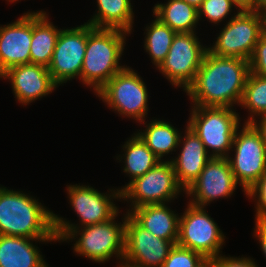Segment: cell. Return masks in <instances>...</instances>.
Instances as JSON below:
<instances>
[{
	"label": "cell",
	"instance_id": "cell-1",
	"mask_svg": "<svg viewBox=\"0 0 266 267\" xmlns=\"http://www.w3.org/2000/svg\"><path fill=\"white\" fill-rule=\"evenodd\" d=\"M249 73L248 60L219 57L207 50L185 92L194 106L233 108L240 104Z\"/></svg>",
	"mask_w": 266,
	"mask_h": 267
},
{
	"label": "cell",
	"instance_id": "cell-2",
	"mask_svg": "<svg viewBox=\"0 0 266 267\" xmlns=\"http://www.w3.org/2000/svg\"><path fill=\"white\" fill-rule=\"evenodd\" d=\"M0 235L33 239H57L54 213L38 199L0 187Z\"/></svg>",
	"mask_w": 266,
	"mask_h": 267
},
{
	"label": "cell",
	"instance_id": "cell-3",
	"mask_svg": "<svg viewBox=\"0 0 266 267\" xmlns=\"http://www.w3.org/2000/svg\"><path fill=\"white\" fill-rule=\"evenodd\" d=\"M118 213L119 211L108 221L84 226L81 227V230L76 224H70L69 221L67 222L54 214L56 238L58 241H67L76 239L80 235L73 248L76 253L99 263L110 260L113 255L122 261L124 258L126 215L124 222L117 224L114 219Z\"/></svg>",
	"mask_w": 266,
	"mask_h": 267
},
{
	"label": "cell",
	"instance_id": "cell-4",
	"mask_svg": "<svg viewBox=\"0 0 266 267\" xmlns=\"http://www.w3.org/2000/svg\"><path fill=\"white\" fill-rule=\"evenodd\" d=\"M119 29L95 28L87 23V44L80 80L93 87L97 93L116 73L126 66H120L125 35Z\"/></svg>",
	"mask_w": 266,
	"mask_h": 267
},
{
	"label": "cell",
	"instance_id": "cell-5",
	"mask_svg": "<svg viewBox=\"0 0 266 267\" xmlns=\"http://www.w3.org/2000/svg\"><path fill=\"white\" fill-rule=\"evenodd\" d=\"M232 108L193 106L187 126L200 138L211 157L227 158L234 135L239 129V115Z\"/></svg>",
	"mask_w": 266,
	"mask_h": 267
},
{
	"label": "cell",
	"instance_id": "cell-6",
	"mask_svg": "<svg viewBox=\"0 0 266 267\" xmlns=\"http://www.w3.org/2000/svg\"><path fill=\"white\" fill-rule=\"evenodd\" d=\"M265 32V14L239 10L220 31L208 51L219 57L250 60L259 37Z\"/></svg>",
	"mask_w": 266,
	"mask_h": 267
},
{
	"label": "cell",
	"instance_id": "cell-7",
	"mask_svg": "<svg viewBox=\"0 0 266 267\" xmlns=\"http://www.w3.org/2000/svg\"><path fill=\"white\" fill-rule=\"evenodd\" d=\"M121 199L131 200V210L147 204H167L185 191L178 183L174 166L171 161L161 160L154 168L143 176L137 177L125 187L119 189Z\"/></svg>",
	"mask_w": 266,
	"mask_h": 267
},
{
	"label": "cell",
	"instance_id": "cell-8",
	"mask_svg": "<svg viewBox=\"0 0 266 267\" xmlns=\"http://www.w3.org/2000/svg\"><path fill=\"white\" fill-rule=\"evenodd\" d=\"M96 95L120 115L145 122L148 111L147 88L131 67L126 66L116 73Z\"/></svg>",
	"mask_w": 266,
	"mask_h": 267
},
{
	"label": "cell",
	"instance_id": "cell-9",
	"mask_svg": "<svg viewBox=\"0 0 266 267\" xmlns=\"http://www.w3.org/2000/svg\"><path fill=\"white\" fill-rule=\"evenodd\" d=\"M204 208L188 203L180 215L177 245L200 253L210 262L220 255L225 236Z\"/></svg>",
	"mask_w": 266,
	"mask_h": 267
},
{
	"label": "cell",
	"instance_id": "cell-10",
	"mask_svg": "<svg viewBox=\"0 0 266 267\" xmlns=\"http://www.w3.org/2000/svg\"><path fill=\"white\" fill-rule=\"evenodd\" d=\"M242 128L234 135V158L227 159L235 180L246 193L266 173V145L251 123H245Z\"/></svg>",
	"mask_w": 266,
	"mask_h": 267
},
{
	"label": "cell",
	"instance_id": "cell-11",
	"mask_svg": "<svg viewBox=\"0 0 266 267\" xmlns=\"http://www.w3.org/2000/svg\"><path fill=\"white\" fill-rule=\"evenodd\" d=\"M208 48L193 33H176L165 60L158 67L174 85L184 91L193 83Z\"/></svg>",
	"mask_w": 266,
	"mask_h": 267
},
{
	"label": "cell",
	"instance_id": "cell-12",
	"mask_svg": "<svg viewBox=\"0 0 266 267\" xmlns=\"http://www.w3.org/2000/svg\"><path fill=\"white\" fill-rule=\"evenodd\" d=\"M87 44V23L60 29L48 71L59 86L76 76L80 78Z\"/></svg>",
	"mask_w": 266,
	"mask_h": 267
},
{
	"label": "cell",
	"instance_id": "cell-13",
	"mask_svg": "<svg viewBox=\"0 0 266 267\" xmlns=\"http://www.w3.org/2000/svg\"><path fill=\"white\" fill-rule=\"evenodd\" d=\"M175 244L156 237L126 214L124 261L143 267H162Z\"/></svg>",
	"mask_w": 266,
	"mask_h": 267
},
{
	"label": "cell",
	"instance_id": "cell-14",
	"mask_svg": "<svg viewBox=\"0 0 266 267\" xmlns=\"http://www.w3.org/2000/svg\"><path fill=\"white\" fill-rule=\"evenodd\" d=\"M237 184L228 159L212 157L185 193L192 196L189 203L205 207L215 199L233 195Z\"/></svg>",
	"mask_w": 266,
	"mask_h": 267
},
{
	"label": "cell",
	"instance_id": "cell-15",
	"mask_svg": "<svg viewBox=\"0 0 266 267\" xmlns=\"http://www.w3.org/2000/svg\"><path fill=\"white\" fill-rule=\"evenodd\" d=\"M116 190H110L112 194L105 195L91 186L75 184L67 187L70 203L82 227L108 221L119 211L111 201L114 198L121 199V191Z\"/></svg>",
	"mask_w": 266,
	"mask_h": 267
},
{
	"label": "cell",
	"instance_id": "cell-16",
	"mask_svg": "<svg viewBox=\"0 0 266 267\" xmlns=\"http://www.w3.org/2000/svg\"><path fill=\"white\" fill-rule=\"evenodd\" d=\"M0 78L9 79L14 95L22 105L42 98L58 87L47 67L33 63L10 67Z\"/></svg>",
	"mask_w": 266,
	"mask_h": 267
},
{
	"label": "cell",
	"instance_id": "cell-17",
	"mask_svg": "<svg viewBox=\"0 0 266 267\" xmlns=\"http://www.w3.org/2000/svg\"><path fill=\"white\" fill-rule=\"evenodd\" d=\"M32 12L0 26V75L10 67L30 63Z\"/></svg>",
	"mask_w": 266,
	"mask_h": 267
},
{
	"label": "cell",
	"instance_id": "cell-18",
	"mask_svg": "<svg viewBox=\"0 0 266 267\" xmlns=\"http://www.w3.org/2000/svg\"><path fill=\"white\" fill-rule=\"evenodd\" d=\"M185 134L179 139V144L183 143L180 154L170 160L174 166L177 181L184 190L199 177L203 168L212 158L200 138L188 126H186ZM182 138L183 140H181Z\"/></svg>",
	"mask_w": 266,
	"mask_h": 267
},
{
	"label": "cell",
	"instance_id": "cell-19",
	"mask_svg": "<svg viewBox=\"0 0 266 267\" xmlns=\"http://www.w3.org/2000/svg\"><path fill=\"white\" fill-rule=\"evenodd\" d=\"M165 204H147L134 208L129 214L156 237L173 242L179 235V215Z\"/></svg>",
	"mask_w": 266,
	"mask_h": 267
},
{
	"label": "cell",
	"instance_id": "cell-20",
	"mask_svg": "<svg viewBox=\"0 0 266 267\" xmlns=\"http://www.w3.org/2000/svg\"><path fill=\"white\" fill-rule=\"evenodd\" d=\"M57 241V239H33L21 236L0 235V267H45L38 247L31 241Z\"/></svg>",
	"mask_w": 266,
	"mask_h": 267
},
{
	"label": "cell",
	"instance_id": "cell-21",
	"mask_svg": "<svg viewBox=\"0 0 266 267\" xmlns=\"http://www.w3.org/2000/svg\"><path fill=\"white\" fill-rule=\"evenodd\" d=\"M59 33L60 30L48 21L45 12H32L30 63L48 68Z\"/></svg>",
	"mask_w": 266,
	"mask_h": 267
},
{
	"label": "cell",
	"instance_id": "cell-22",
	"mask_svg": "<svg viewBox=\"0 0 266 267\" xmlns=\"http://www.w3.org/2000/svg\"><path fill=\"white\" fill-rule=\"evenodd\" d=\"M98 13L88 20L95 28L119 29L130 34L134 20L130 0H97Z\"/></svg>",
	"mask_w": 266,
	"mask_h": 267
},
{
	"label": "cell",
	"instance_id": "cell-23",
	"mask_svg": "<svg viewBox=\"0 0 266 267\" xmlns=\"http://www.w3.org/2000/svg\"><path fill=\"white\" fill-rule=\"evenodd\" d=\"M152 10L156 18L176 33H195V27L199 22L198 9L184 0L158 3Z\"/></svg>",
	"mask_w": 266,
	"mask_h": 267
},
{
	"label": "cell",
	"instance_id": "cell-24",
	"mask_svg": "<svg viewBox=\"0 0 266 267\" xmlns=\"http://www.w3.org/2000/svg\"><path fill=\"white\" fill-rule=\"evenodd\" d=\"M136 134L160 160L165 154L175 151L180 146L181 134L166 121L152 120L143 132Z\"/></svg>",
	"mask_w": 266,
	"mask_h": 267
},
{
	"label": "cell",
	"instance_id": "cell-25",
	"mask_svg": "<svg viewBox=\"0 0 266 267\" xmlns=\"http://www.w3.org/2000/svg\"><path fill=\"white\" fill-rule=\"evenodd\" d=\"M123 150L125 153L122 156L125 160L123 171L131 178L130 182L143 176L161 161L135 133L125 142Z\"/></svg>",
	"mask_w": 266,
	"mask_h": 267
},
{
	"label": "cell",
	"instance_id": "cell-26",
	"mask_svg": "<svg viewBox=\"0 0 266 267\" xmlns=\"http://www.w3.org/2000/svg\"><path fill=\"white\" fill-rule=\"evenodd\" d=\"M146 28L144 48L158 68L165 60L176 32L158 18Z\"/></svg>",
	"mask_w": 266,
	"mask_h": 267
},
{
	"label": "cell",
	"instance_id": "cell-27",
	"mask_svg": "<svg viewBox=\"0 0 266 267\" xmlns=\"http://www.w3.org/2000/svg\"><path fill=\"white\" fill-rule=\"evenodd\" d=\"M239 105L251 112L245 123H252L255 116L266 114V77L249 73Z\"/></svg>",
	"mask_w": 266,
	"mask_h": 267
},
{
	"label": "cell",
	"instance_id": "cell-28",
	"mask_svg": "<svg viewBox=\"0 0 266 267\" xmlns=\"http://www.w3.org/2000/svg\"><path fill=\"white\" fill-rule=\"evenodd\" d=\"M209 261L200 253L174 245L162 267H208Z\"/></svg>",
	"mask_w": 266,
	"mask_h": 267
},
{
	"label": "cell",
	"instance_id": "cell-29",
	"mask_svg": "<svg viewBox=\"0 0 266 267\" xmlns=\"http://www.w3.org/2000/svg\"><path fill=\"white\" fill-rule=\"evenodd\" d=\"M233 6L241 10L233 0H204L202 5L198 8V18H205L211 23H220L223 19L227 18Z\"/></svg>",
	"mask_w": 266,
	"mask_h": 267
},
{
	"label": "cell",
	"instance_id": "cell-30",
	"mask_svg": "<svg viewBox=\"0 0 266 267\" xmlns=\"http://www.w3.org/2000/svg\"><path fill=\"white\" fill-rule=\"evenodd\" d=\"M246 195L256 202V220L266 221V173H264L258 181L247 190Z\"/></svg>",
	"mask_w": 266,
	"mask_h": 267
},
{
	"label": "cell",
	"instance_id": "cell-31",
	"mask_svg": "<svg viewBox=\"0 0 266 267\" xmlns=\"http://www.w3.org/2000/svg\"><path fill=\"white\" fill-rule=\"evenodd\" d=\"M249 66L250 73L266 77V32L259 37L249 60Z\"/></svg>",
	"mask_w": 266,
	"mask_h": 267
},
{
	"label": "cell",
	"instance_id": "cell-32",
	"mask_svg": "<svg viewBox=\"0 0 266 267\" xmlns=\"http://www.w3.org/2000/svg\"><path fill=\"white\" fill-rule=\"evenodd\" d=\"M210 267H258L251 258L225 257L221 254L209 262Z\"/></svg>",
	"mask_w": 266,
	"mask_h": 267
},
{
	"label": "cell",
	"instance_id": "cell-33",
	"mask_svg": "<svg viewBox=\"0 0 266 267\" xmlns=\"http://www.w3.org/2000/svg\"><path fill=\"white\" fill-rule=\"evenodd\" d=\"M254 236L257 237L260 243L261 250L266 257V221H255Z\"/></svg>",
	"mask_w": 266,
	"mask_h": 267
},
{
	"label": "cell",
	"instance_id": "cell-34",
	"mask_svg": "<svg viewBox=\"0 0 266 267\" xmlns=\"http://www.w3.org/2000/svg\"><path fill=\"white\" fill-rule=\"evenodd\" d=\"M259 119H260L259 120L260 123L257 122L258 120L255 119L251 124L260 133L262 141L266 145V114L260 116Z\"/></svg>",
	"mask_w": 266,
	"mask_h": 267
},
{
	"label": "cell",
	"instance_id": "cell-35",
	"mask_svg": "<svg viewBox=\"0 0 266 267\" xmlns=\"http://www.w3.org/2000/svg\"><path fill=\"white\" fill-rule=\"evenodd\" d=\"M241 10L253 11V0H233Z\"/></svg>",
	"mask_w": 266,
	"mask_h": 267
},
{
	"label": "cell",
	"instance_id": "cell-36",
	"mask_svg": "<svg viewBox=\"0 0 266 267\" xmlns=\"http://www.w3.org/2000/svg\"><path fill=\"white\" fill-rule=\"evenodd\" d=\"M253 11L266 13V0H253Z\"/></svg>",
	"mask_w": 266,
	"mask_h": 267
},
{
	"label": "cell",
	"instance_id": "cell-37",
	"mask_svg": "<svg viewBox=\"0 0 266 267\" xmlns=\"http://www.w3.org/2000/svg\"><path fill=\"white\" fill-rule=\"evenodd\" d=\"M184 1L187 2L188 4L193 5L194 7L198 9L202 5V2L204 0H184Z\"/></svg>",
	"mask_w": 266,
	"mask_h": 267
},
{
	"label": "cell",
	"instance_id": "cell-38",
	"mask_svg": "<svg viewBox=\"0 0 266 267\" xmlns=\"http://www.w3.org/2000/svg\"><path fill=\"white\" fill-rule=\"evenodd\" d=\"M121 262L122 263L120 265H118L119 267H143V266L134 264L132 262H127V261L124 262V260H122Z\"/></svg>",
	"mask_w": 266,
	"mask_h": 267
},
{
	"label": "cell",
	"instance_id": "cell-39",
	"mask_svg": "<svg viewBox=\"0 0 266 267\" xmlns=\"http://www.w3.org/2000/svg\"><path fill=\"white\" fill-rule=\"evenodd\" d=\"M265 32H266V13H265Z\"/></svg>",
	"mask_w": 266,
	"mask_h": 267
}]
</instances>
